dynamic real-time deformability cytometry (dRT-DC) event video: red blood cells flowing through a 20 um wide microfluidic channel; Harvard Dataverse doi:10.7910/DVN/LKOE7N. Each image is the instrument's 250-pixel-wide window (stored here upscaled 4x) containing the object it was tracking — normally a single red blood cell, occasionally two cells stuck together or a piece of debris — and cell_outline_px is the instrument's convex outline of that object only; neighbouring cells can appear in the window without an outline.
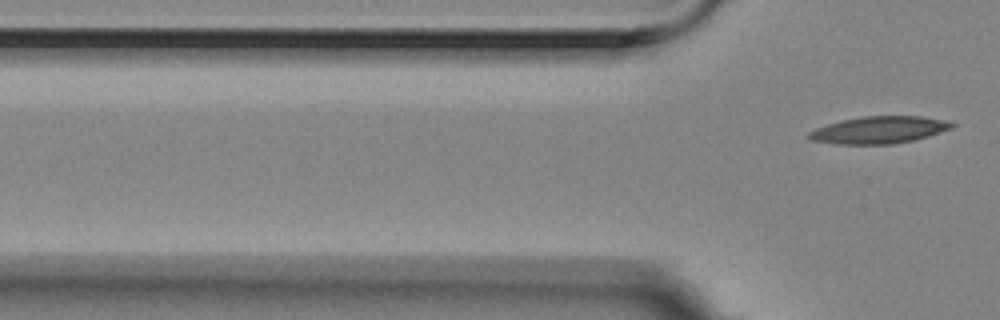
{"species": "Egyptian fruit bat (a non-hibernating species)", "species_latin": "Rousettus aegyptiacus", "temperature_condition": "room temperature", "stored_images_in_passage": 3, "segment_of_instrument_passage": [2, 2], "camera_frame_rate_fps": 3000, "um_per_image_px": 0.085, "animal": {"sex": "female"}, "frame": {"image": 1, "passage_image": 3, "time_ms": 0.667, "image_size_px": [1000, 320], "cell_outline_px": [[956, 124], [952, 128], [928, 136], [912, 140], [892, 144], [836, 144], [812, 140], [808, 136], [808, 132], [816, 128], [840, 120], [860, 116], [920, 116], [940, 120]], "centroid_in_image_um": [74.68, 11.04], "position_along_channel_um": 51.1, "area_um2": 22.37}}